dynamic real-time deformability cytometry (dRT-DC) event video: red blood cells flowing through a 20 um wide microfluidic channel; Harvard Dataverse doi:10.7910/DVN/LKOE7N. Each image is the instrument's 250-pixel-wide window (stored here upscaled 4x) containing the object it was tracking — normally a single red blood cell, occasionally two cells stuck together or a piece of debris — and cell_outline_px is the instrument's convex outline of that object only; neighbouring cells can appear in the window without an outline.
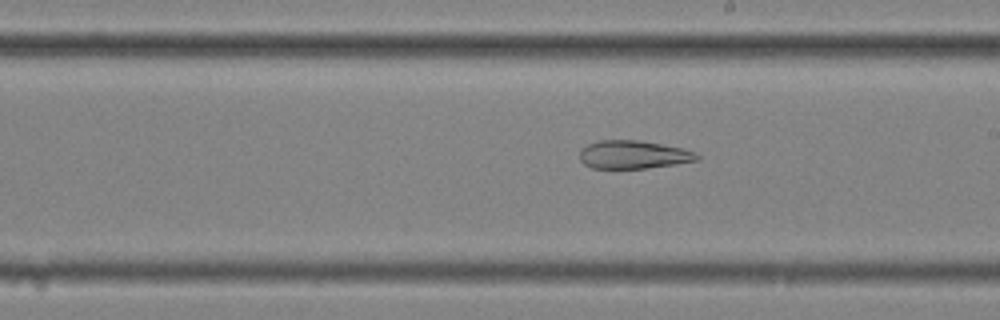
{"species": "common noctule bat (a hibernating species)", "species_latin": "Nyctalus noctula", "temperature_condition": "cold", "stored_images_in_passage": 57, "camera_frame_rate_fps": 3000, "um_per_image_px": 0.085, "animal": {"sex": "female", "body_mass_g": 25.1}, "frame": {"image": 1, "passage_image": 33, "time_ms": 10.667, "image_size_px": [1000, 320], "cell_outline_px": [[700, 160], [676, 164], [648, 168], [592, 168], [584, 164], [580, 160], [580, 148], [596, 140], [640, 140], [684, 148], [696, 152], [700, 156]], "centroid_in_image_um": [53.86, 13.14], "position_along_channel_um": 235.1, "area_um2": 19.54}, "authors_computed_cell_mechanics": {"area_um2": 28.7844, "velocity_mm_per_s": 3.6096, "shape_relaxation_time_tau1_ms": null, "shape_relaxation_time_tau2_ms": 4.0715, "deformation_change_tau1": null, "deformation_change_tau2": 0.1315}}